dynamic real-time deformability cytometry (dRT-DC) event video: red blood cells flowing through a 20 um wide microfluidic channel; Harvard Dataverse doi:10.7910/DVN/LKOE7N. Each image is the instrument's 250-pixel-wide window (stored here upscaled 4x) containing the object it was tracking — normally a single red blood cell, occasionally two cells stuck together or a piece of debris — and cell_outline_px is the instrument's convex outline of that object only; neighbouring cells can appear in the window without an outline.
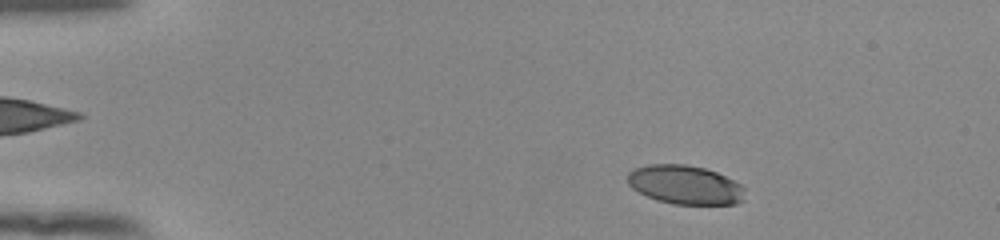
{"species": "human", "species_latin": "Homo sapiens", "temperature_condition": "room temperature", "stored_images_in_passage": 46, "camera_frame_rate_fps": 3000, "um_per_image_px": 0.085, "donor": {"sex": "female"}, "frame": {"image": 1, "passage_image": 2, "time_ms": 0.333, "image_size_px": [1000, 240], "cell_outline_px": [[744, 200], [736, 204], [672, 204], [656, 200], [632, 188], [628, 184], [628, 172], [636, 168], [648, 164], [684, 164], [704, 168], [716, 172], [740, 184], [744, 188]], "centroid_in_image_um": [58.23, 15.71], "position_along_channel_um": 26.8, "area_um2": 26.53}}
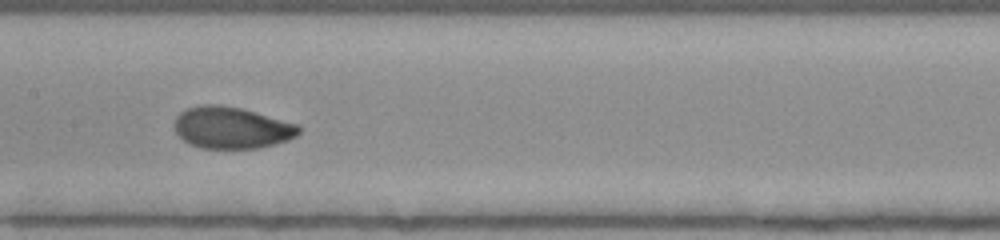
{"frame": {"image": 2, "passage_image": 21, "time_ms": 6.667, "image_size_px": [1000, 240], "cell_outline_px": [[300, 132], [296, 136], [288, 140], [260, 148], [200, 148], [188, 144], [176, 132], [172, 124], [176, 116], [180, 112], [188, 108], [200, 104], [220, 104], [240, 108], [300, 124]], "centroid_in_image_um": [19.67, 10.85], "position_along_channel_um": 187.7, "area_um2": 30.52}}
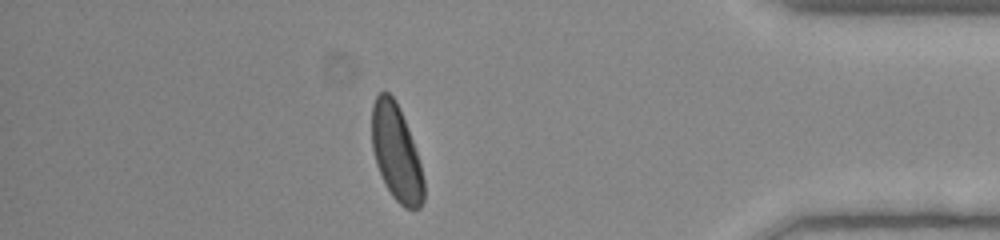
{"frame": {"image": 3, "passage_image": 40, "time_ms": 13.0, "image_size_px": [1000, 240], "cell_outline_px": [[424, 200], [420, 208], [404, 208], [392, 196], [376, 164], [372, 148], [372, 104], [376, 96], [380, 92], [388, 92], [396, 100], [400, 108], [412, 140], [420, 164], [424, 180]], "centroid_in_image_um": [33.68, 12.98], "position_along_channel_um": 401.5, "area_um2": 28.78}, "authors_computed_cell_mechanics": {"area_um2": 29.5647, "velocity_mm_per_s": 3.9016, "shape_relaxation_time_tau1_ms": 3.4095, "shape_relaxation_time_tau2_ms": 1.2206, "deformation_change_tau1": 0.1438, "deformation_change_tau2": 0.0496}}